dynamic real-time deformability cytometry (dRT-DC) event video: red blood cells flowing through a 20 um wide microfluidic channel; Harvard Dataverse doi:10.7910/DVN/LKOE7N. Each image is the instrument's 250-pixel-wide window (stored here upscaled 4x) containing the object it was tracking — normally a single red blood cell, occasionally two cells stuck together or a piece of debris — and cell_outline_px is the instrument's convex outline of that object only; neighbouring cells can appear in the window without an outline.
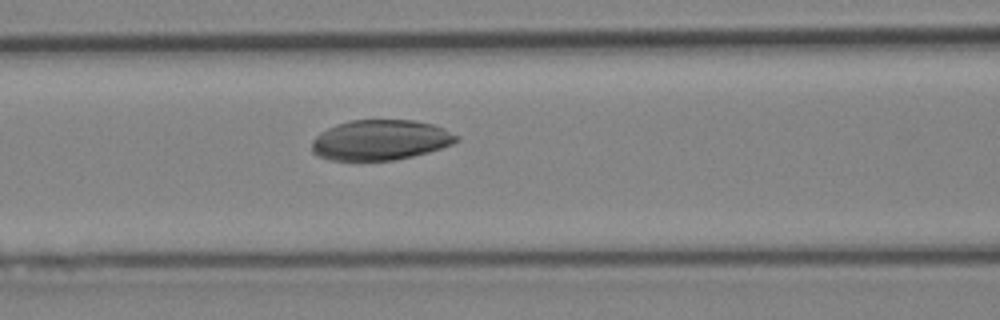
{"species": "Egyptian fruit bat (a non-hibernating species)", "species_latin": "Rousettus aegyptiacus", "temperature_condition": "cold", "stored_images_in_passage": 45, "camera_frame_rate_fps": 3000, "um_per_image_px": 0.085, "animal": {"sex": "female"}, "frame": {"image": 1, "passage_image": 19, "time_ms": 6.0, "image_size_px": [1000, 320], "cell_outline_px": [[460, 140], [452, 144], [428, 152], [396, 160], [332, 160], [316, 156], [312, 152], [312, 140], [320, 132], [336, 124], [348, 120], [412, 120], [432, 124], [444, 128], [460, 136]], "centroid_in_image_um": [32.33, 11.9], "position_along_channel_um": 134.3, "area_um2": 34.1}}
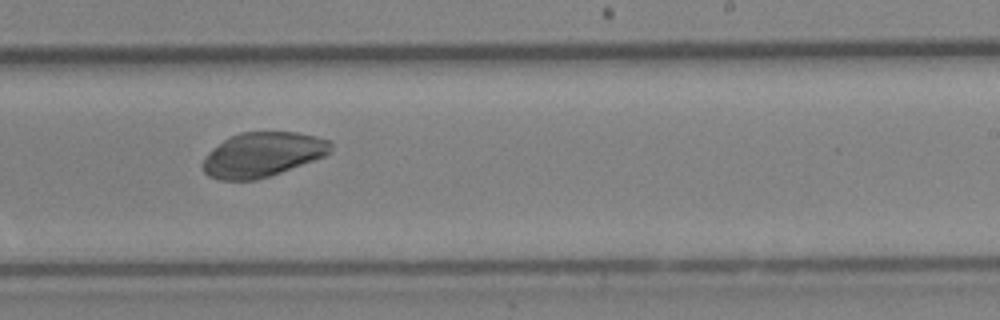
{"frame": {"image": 2, "passage_image": 28, "time_ms": 9.0, "image_size_px": [1000, 320], "cell_outline_px": [[332, 148], [324, 156], [280, 172], [256, 180], [220, 180], [208, 176], [200, 168], [200, 164], [208, 152], [224, 140], [240, 132], [296, 132], [316, 136], [332, 140]], "centroid_in_image_um": [22.28, 13.14], "position_along_channel_um": 266.7, "area_um2": 33.18}}
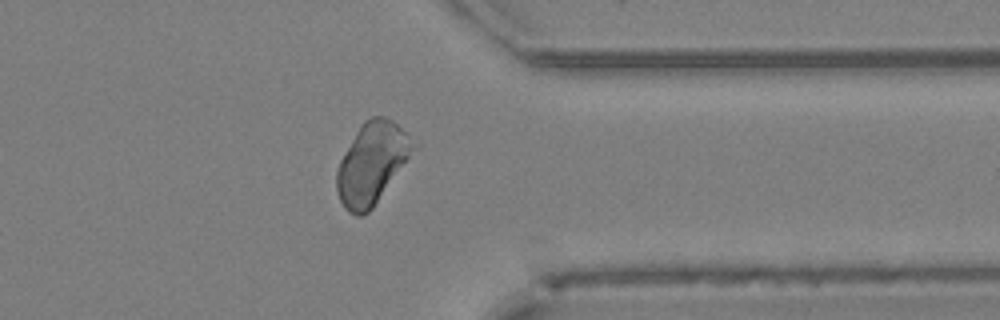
{"frame": {"image": 3, "passage_image": 36, "time_ms": 11.667, "image_size_px": [1000, 320], "cell_outline_px": [[420, 144], [372, 208], [368, 212], [360, 216], [356, 216], [348, 212], [344, 208], [340, 200], [336, 188], [336, 172], [340, 160], [360, 124], [364, 120], [372, 116], [384, 116], [392, 120]], "centroid_in_image_um": [31.63, 13.86], "position_along_channel_um": 379.8, "area_um2": 36.41}}